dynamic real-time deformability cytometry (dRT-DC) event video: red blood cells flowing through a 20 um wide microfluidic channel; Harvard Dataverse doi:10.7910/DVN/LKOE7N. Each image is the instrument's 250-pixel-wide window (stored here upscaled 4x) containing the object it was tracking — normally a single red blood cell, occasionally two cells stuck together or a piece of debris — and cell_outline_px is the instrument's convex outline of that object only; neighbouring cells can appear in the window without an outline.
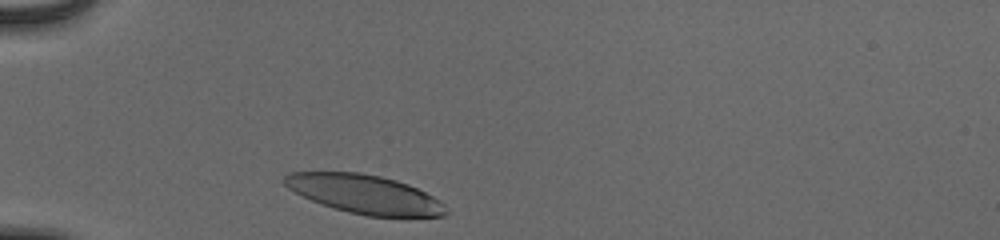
{"species": "human", "species_latin": "Homo sapiens", "temperature_condition": "cold", "stored_images_in_passage": 30, "camera_frame_rate_fps": 3000, "um_per_image_px": 0.085, "donor": {"sex": "male"}, "frame": {"image": 1, "passage_image": 1, "time_ms": 0.0, "image_size_px": [1000, 240], "cell_outline_px": [[448, 212], [444, 216], [368, 216], [348, 212], [312, 200], [288, 188], [284, 184], [284, 176], [288, 172], [360, 172], [380, 176], [396, 180], [408, 184], [440, 200], [448, 208]], "centroid_in_image_um": [31.01, 16.49], "position_along_channel_um": 54.0, "area_um2": 36.13}}
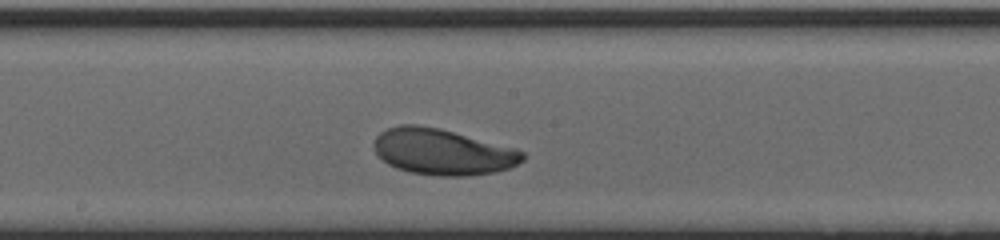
{"frame": {"image": 2, "passage_image": 15, "time_ms": 4.667, "image_size_px": [1000, 240], "cell_outline_px": [[524, 160], [508, 168], [496, 172], [468, 176], [440, 176], [408, 172], [396, 168], [388, 164], [376, 152], [376, 136], [380, 132], [388, 128], [400, 124], [416, 124], [440, 128], [516, 148], [524, 152]], "centroid_in_image_um": [37.64, 12.9], "position_along_channel_um": 210.6, "area_um2": 39.82}}
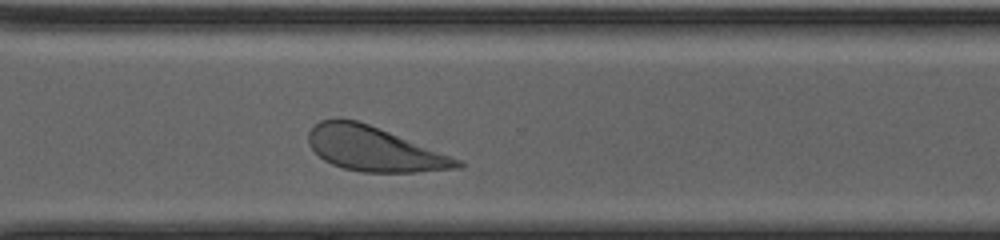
{"frame": {"image": 3, "passage_image": 25, "time_ms": 8.0, "image_size_px": [1000, 240], "cell_outline_px": [[464, 164], [460, 168], [416, 172], [364, 172], [344, 168], [332, 164], [324, 160], [308, 144], [308, 132], [320, 120], [356, 120], [368, 124], [460, 160]], "centroid_in_image_um": [31.77, 12.68], "position_along_channel_um": 338.8, "area_um2": 37.57}, "authors_computed_cell_mechanics": {"area_um2": 39.1595, "velocity_mm_per_s": 3.8385, "shape_relaxation_time_tau1_ms": 4.6259, "shape_relaxation_time_tau2_ms": 6.6636, "deformation_change_tau1": 0.2204, "deformation_change_tau2": 0.1712}}